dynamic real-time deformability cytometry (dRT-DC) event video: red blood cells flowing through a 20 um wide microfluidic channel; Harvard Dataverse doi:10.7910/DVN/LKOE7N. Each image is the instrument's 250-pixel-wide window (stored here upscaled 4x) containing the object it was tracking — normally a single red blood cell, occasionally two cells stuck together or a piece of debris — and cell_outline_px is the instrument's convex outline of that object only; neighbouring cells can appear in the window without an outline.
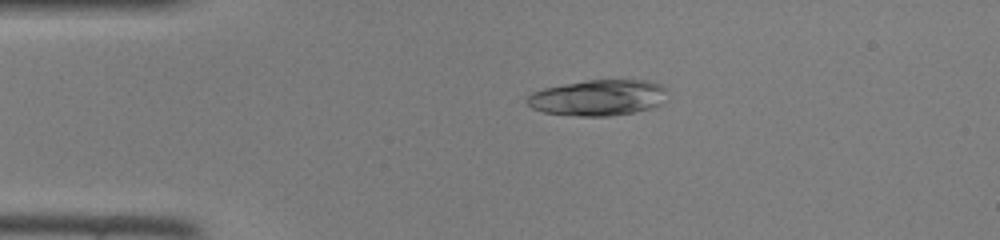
{"species": "common noctule bat (a hibernating species)", "species_latin": "Nyctalus noctula", "temperature_condition": "room temperature", "stored_images_in_passage": 45, "camera_frame_rate_fps": 3000, "um_per_image_px": 0.085, "animal": {"sex": "female", "body_mass_g": 22.0, "forearm_length_mm": 56.7}, "frame": {"image": 1, "passage_image": 9, "time_ms": 2.667, "image_size_px": [1000, 240], "cell_outline_px": [[668, 100], [652, 108], [632, 112], [608, 116], [580, 116], [544, 112], [532, 108], [524, 100], [532, 92], [544, 88], [564, 84], [588, 80], [648, 80], [660, 84], [668, 88]], "centroid_in_image_um": [50.9, 8.29], "position_along_channel_um": 34.1, "area_um2": 29.59}}